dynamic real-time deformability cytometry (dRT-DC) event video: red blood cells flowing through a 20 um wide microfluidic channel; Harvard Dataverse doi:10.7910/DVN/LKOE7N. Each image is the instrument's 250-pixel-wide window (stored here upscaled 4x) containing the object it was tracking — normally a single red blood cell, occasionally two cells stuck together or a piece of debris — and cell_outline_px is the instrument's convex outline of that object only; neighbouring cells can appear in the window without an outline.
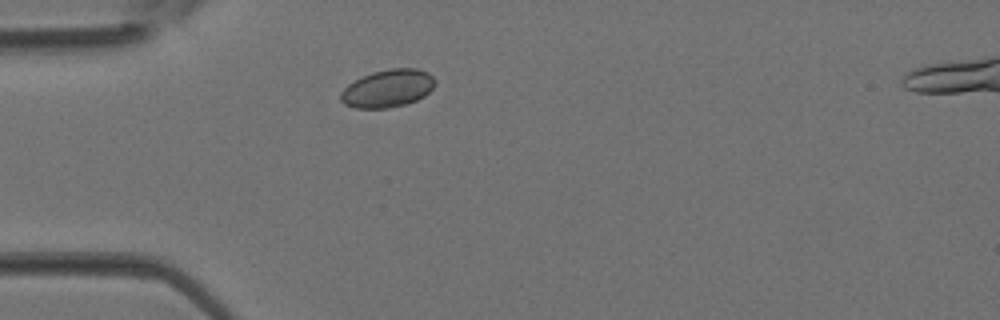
{"species": "Egyptian fruit bat (a non-hibernating species)", "species_latin": "Rousettus aegyptiacus", "temperature_condition": "room temperature", "stored_images_in_passage": 1, "camera_frame_rate_fps": 3000, "um_per_image_px": 0.085, "animal": {"sex": "female"}, "frame": {"image": 1, "passage_image": 1, "time_ms": 0.0, "image_size_px": [1000, 320], "cell_outline_px": [[436, 84], [424, 96], [416, 100], [404, 104], [388, 108], [356, 108], [344, 104], [340, 100], [340, 92], [348, 84], [372, 72], [388, 68], [416, 68], [428, 72], [436, 80]], "centroid_in_image_um": [32.96, 7.51], "position_along_channel_um": 52.0, "area_um2": 20.75}}